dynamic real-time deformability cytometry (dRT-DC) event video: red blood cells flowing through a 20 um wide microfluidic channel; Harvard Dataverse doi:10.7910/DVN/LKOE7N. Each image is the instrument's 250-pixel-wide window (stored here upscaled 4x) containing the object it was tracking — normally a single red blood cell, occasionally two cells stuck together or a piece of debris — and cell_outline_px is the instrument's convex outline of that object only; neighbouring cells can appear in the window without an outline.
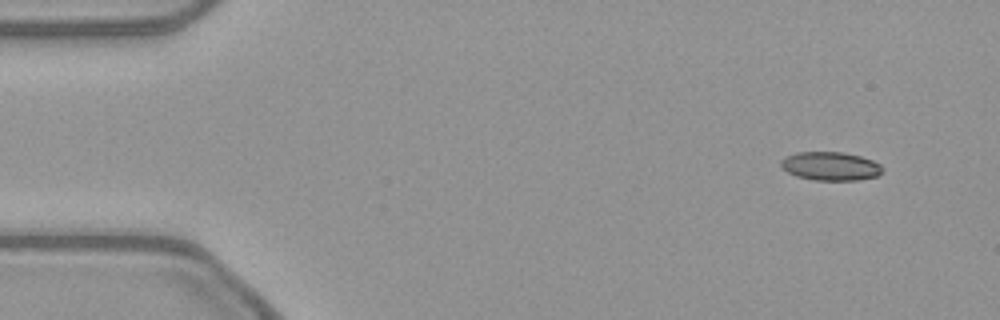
{"species": "common noctule bat (a hibernating species)", "species_latin": "Nyctalus noctula", "temperature_condition": "warm", "stored_images_in_passage": 50, "camera_frame_rate_fps": 3000, "um_per_image_px": 0.085, "animal": {"sex": "female", "body_mass_g": 21.9}, "frame": {"image": 1, "passage_image": 1, "time_ms": 0.0, "image_size_px": [1000, 320], "cell_outline_px": [[884, 168], [876, 176], [856, 180], [816, 180], [796, 176], [788, 172], [780, 164], [780, 160], [784, 156], [796, 152], [844, 152], [860, 156], [872, 160], [880, 164]], "centroid_in_image_um": [70.57, 14.11], "position_along_channel_um": 14.4, "area_um2": 16.88}}
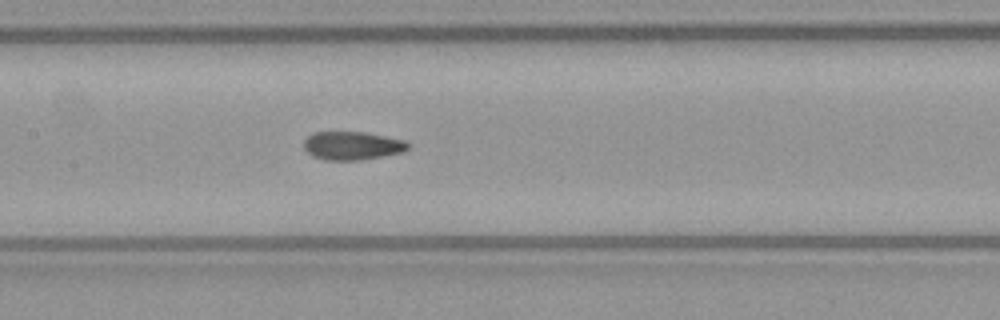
{"frame": {"image": 2, "passage_image": 22, "time_ms": 7.0, "image_size_px": [1000, 320], "cell_outline_px": [[408, 148], [404, 152], [360, 160], [324, 160], [312, 156], [304, 148], [304, 140], [312, 132], [364, 132], [404, 140], [408, 144]], "centroid_in_image_um": [29.91, 12.38], "position_along_channel_um": 177.5, "area_um2": 17.17}}
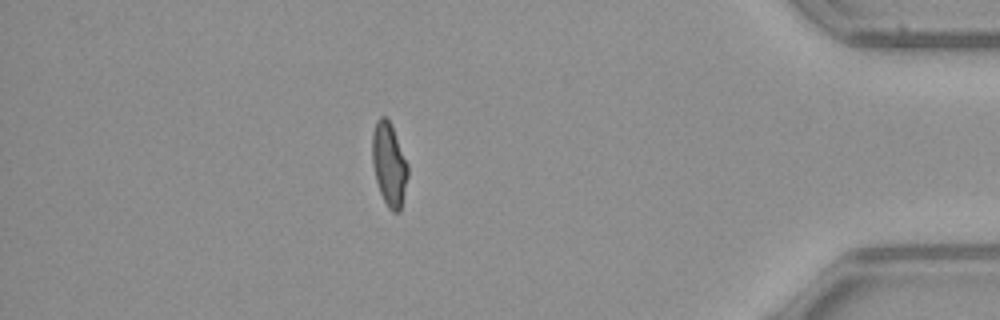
{"frame": {"image": 3, "passage_image": 43, "time_ms": 14.0, "image_size_px": [1000, 320], "cell_outline_px": [[408, 176], [400, 212], [392, 212], [388, 208], [380, 192], [376, 180], [372, 164], [372, 132], [376, 120], [380, 116], [384, 116], [388, 120], [392, 128], [408, 164]], "centroid_in_image_um": [33.06, 13.99], "position_along_channel_um": 402.1, "area_um2": 17.17}, "authors_computed_cell_mechanics": {"area_um2": 17.4556, "velocity_mm_per_s": 3.8804, "shape_relaxation_time_tau1_ms": null, "shape_relaxation_time_tau2_ms": 1.6786, "deformation_change_tau1": null, "deformation_change_tau2": 0.0808}}